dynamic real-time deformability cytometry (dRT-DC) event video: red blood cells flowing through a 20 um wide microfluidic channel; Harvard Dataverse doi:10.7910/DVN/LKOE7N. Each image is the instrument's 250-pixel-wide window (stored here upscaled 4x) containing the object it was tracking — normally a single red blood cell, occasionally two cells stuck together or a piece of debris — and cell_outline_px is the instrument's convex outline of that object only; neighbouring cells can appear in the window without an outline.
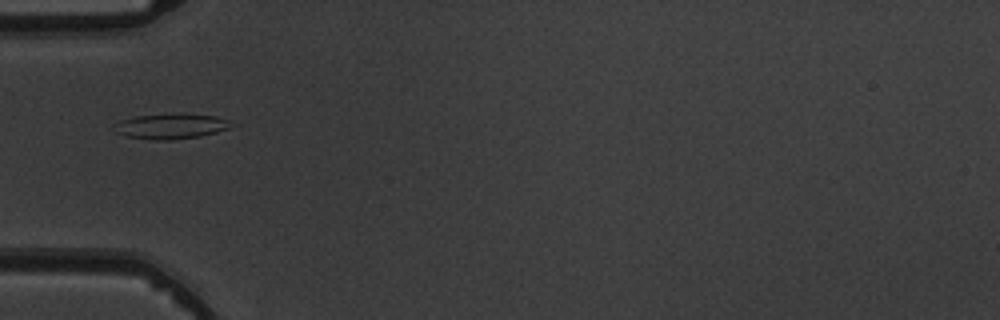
{"species": "common noctule bat (a hibernating species)", "species_latin": "Nyctalus noctula", "temperature_condition": "warm", "stored_images_in_passage": 3, "camera_frame_rate_fps": 3000, "um_per_image_px": 0.085, "animal": {"sex": "male", "body_mass_g": 19.5, "forearm_length_mm": 54.6}, "frame": {"image": 1, "passage_image": 2, "time_ms": 1.333, "image_size_px": [1000, 320], "cell_outline_px": [[240, 124], [216, 132], [200, 136], [172, 140], [152, 140], [128, 136], [112, 132], [116, 124], [120, 120], [136, 116], [172, 112], [180, 112], [216, 116]], "centroid_in_image_um": [14.57, 10.7], "position_along_channel_um": 70.4, "area_um2": 17.8}}
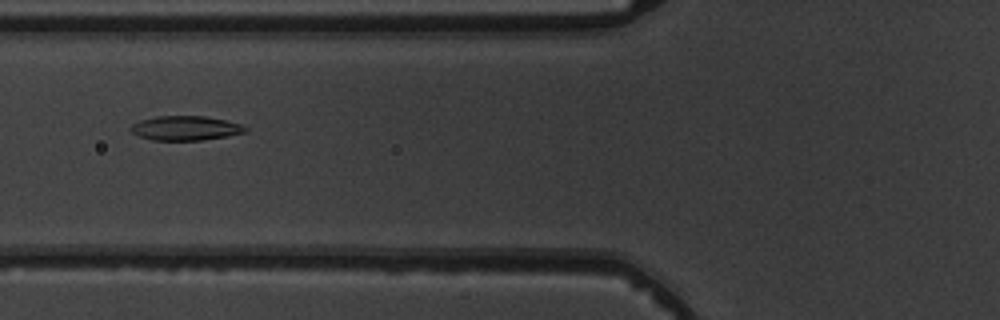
{"frame": {"image": 2, "passage_image": 3, "time_ms": 2.333, "image_size_px": [1000, 320], "cell_outline_px": [[248, 132], [228, 136], [200, 140], [152, 140], [140, 136], [132, 132], [128, 128], [132, 124], [140, 120], [156, 116], [204, 116], [224, 120], [240, 124], [248, 128]], "centroid_in_image_um": [15.76, 10.89], "position_along_channel_um": 110.0, "area_um2": 16.3}}